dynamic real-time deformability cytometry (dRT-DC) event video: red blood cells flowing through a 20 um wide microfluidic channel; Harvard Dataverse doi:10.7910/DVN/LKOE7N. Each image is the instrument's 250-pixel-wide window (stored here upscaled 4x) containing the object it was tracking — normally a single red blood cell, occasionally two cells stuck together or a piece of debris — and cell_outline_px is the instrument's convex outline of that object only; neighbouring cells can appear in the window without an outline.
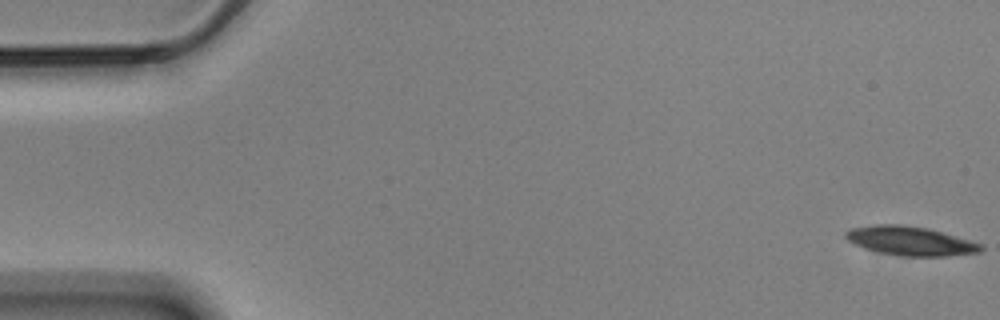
{"species": "Egyptian fruit bat (a non-hibernating species)", "species_latin": "Rousettus aegyptiacus", "temperature_condition": "cold", "stored_images_in_passage": 13, "camera_frame_rate_fps": 3000, "um_per_image_px": 0.085, "animal": {"sex": "male"}, "frame": {"image": 1, "passage_image": 1, "time_ms": 0.0, "image_size_px": [1000, 320], "cell_outline_px": [[984, 248], [980, 252], [944, 256], [900, 256], [880, 252], [856, 244], [848, 240], [844, 236], [844, 232], [852, 228], [876, 224], [904, 224], [928, 228], [984, 244]], "centroid_in_image_um": [77.41, 20.47], "position_along_channel_um": 7.6, "area_um2": 22.77}}